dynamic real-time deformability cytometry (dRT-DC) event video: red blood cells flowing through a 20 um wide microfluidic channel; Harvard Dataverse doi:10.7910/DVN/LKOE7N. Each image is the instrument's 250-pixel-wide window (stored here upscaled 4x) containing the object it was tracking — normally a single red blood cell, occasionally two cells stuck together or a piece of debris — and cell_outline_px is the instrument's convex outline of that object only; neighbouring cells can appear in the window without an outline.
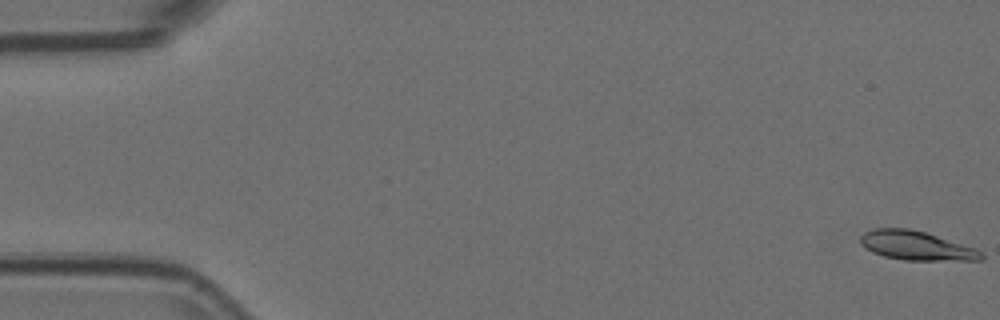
{"species": "Egyptian fruit bat (a non-hibernating species)", "species_latin": "Rousettus aegyptiacus", "temperature_condition": "room temperature", "stored_images_in_passage": 54, "camera_frame_rate_fps": 3000, "um_per_image_px": 0.085, "animal": {"sex": "female"}, "frame": {"image": 1, "passage_image": 1, "time_ms": 0.0, "image_size_px": [1000, 320], "cell_outline_px": [[984, 256], [980, 260], [904, 260], [884, 256], [872, 252], [864, 248], [860, 244], [860, 236], [864, 232], [876, 228], [908, 228], [924, 232], [976, 248], [984, 252]], "centroid_in_image_um": [77.87, 20.88], "position_along_channel_um": 7.1, "area_um2": 20.46}}
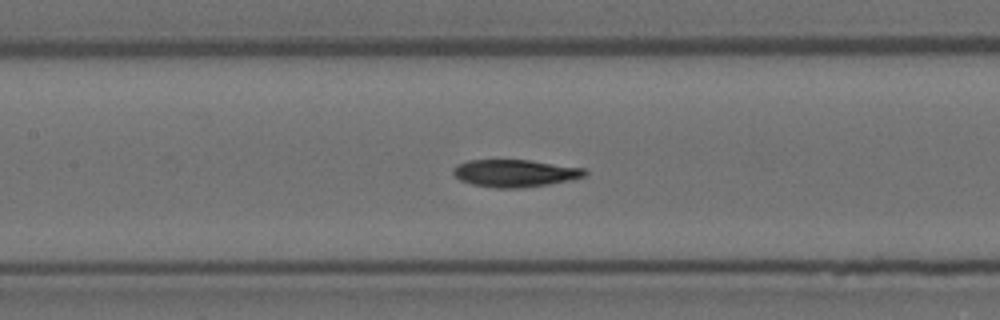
{"frame": {"image": 2, "passage_image": 25, "time_ms": 8.0, "image_size_px": [1000, 320], "cell_outline_px": [[588, 172], [584, 176], [572, 180], [548, 184], [520, 188], [496, 188], [472, 184], [460, 180], [452, 172], [452, 168], [456, 164], [468, 160], [528, 160], [584, 168]], "centroid_in_image_um": [43.75, 14.72], "position_along_channel_um": 163.7, "area_um2": 20.98}}
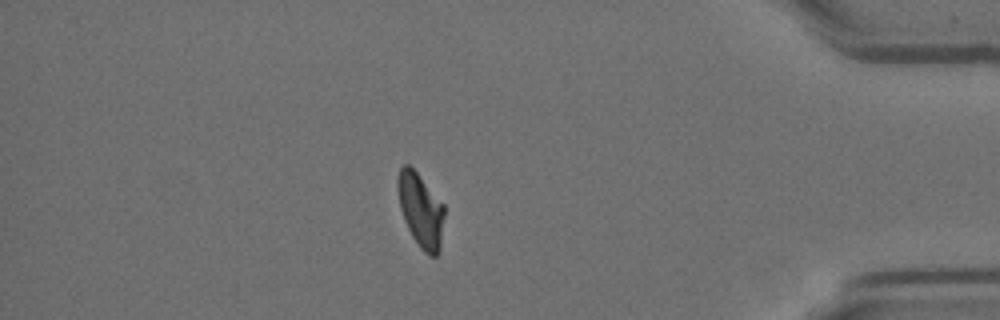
{"frame": {"image": 3, "passage_image": 47, "time_ms": 15.333, "image_size_px": [1000, 320], "cell_outline_px": [[444, 216], [440, 248], [436, 256], [428, 256], [420, 248], [412, 236], [404, 220], [400, 208], [396, 188], [396, 180], [400, 168], [404, 164], [408, 164], [416, 172], [444, 204]], "centroid_in_image_um": [35.74, 17.86], "position_along_channel_um": 399.5, "area_um2": 20.11}, "authors_computed_cell_mechanics": {"area_um2": 20.7213, "velocity_mm_per_s": 3.7614, "shape_relaxation_time_tau1_ms": null, "shape_relaxation_time_tau2_ms": 4.0736, "deformation_change_tau1": null, "deformation_change_tau2": 0.0954}}